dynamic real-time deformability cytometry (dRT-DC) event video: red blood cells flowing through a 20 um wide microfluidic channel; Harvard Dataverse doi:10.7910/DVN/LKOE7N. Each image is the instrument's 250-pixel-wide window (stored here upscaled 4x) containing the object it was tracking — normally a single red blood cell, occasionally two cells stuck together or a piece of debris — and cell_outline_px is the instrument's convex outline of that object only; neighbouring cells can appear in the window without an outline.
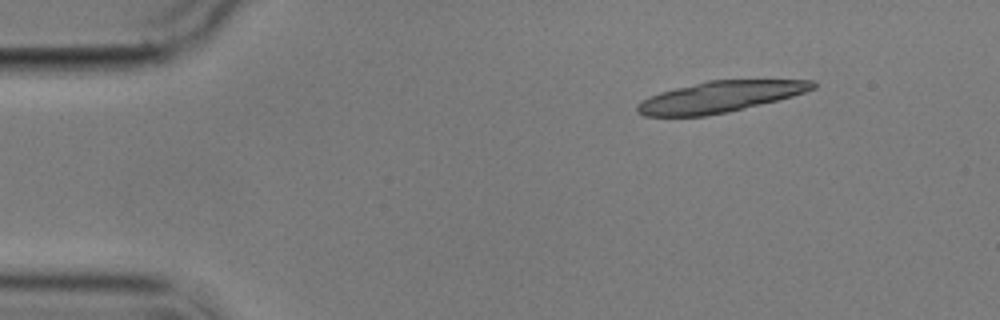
{"species": "common noctule bat (a hibernating species)", "species_latin": "Nyctalus noctula", "temperature_condition": "cold", "stored_images_in_passage": 3, "camera_frame_rate_fps": 3000, "um_per_image_px": 0.085, "animal": {"sex": "male", "body_mass_g": 17.9}, "frame": {"image": 1, "passage_image": 1, "time_ms": 0.0, "image_size_px": [1000, 320], "cell_outline_px": [[816, 88], [792, 96], [728, 112], [704, 116], [644, 116], [636, 112], [636, 104], [648, 96], [660, 92], [708, 80], [816, 80]], "centroid_in_image_um": [61.16, 8.23], "position_along_channel_um": 23.8, "area_um2": 31.62}}